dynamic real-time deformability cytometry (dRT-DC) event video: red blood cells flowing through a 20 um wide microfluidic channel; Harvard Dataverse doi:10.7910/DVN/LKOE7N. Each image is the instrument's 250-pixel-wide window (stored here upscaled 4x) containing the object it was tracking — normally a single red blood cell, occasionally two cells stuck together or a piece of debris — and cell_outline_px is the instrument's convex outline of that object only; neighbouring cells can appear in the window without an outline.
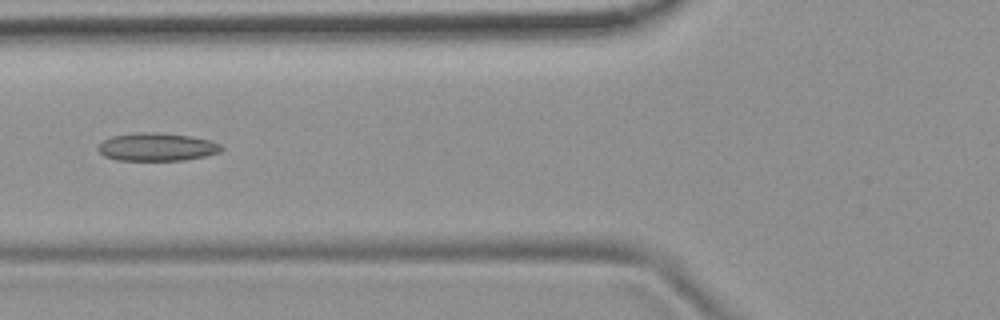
{"species": "common noctule bat (a hibernating species)", "species_latin": "Nyctalus noctula", "temperature_condition": "room temperature", "stored_images_in_passage": 6, "camera_frame_rate_fps": 3000, "um_per_image_px": 0.085, "animal": {"sex": "female", "body_mass_g": 19.9}, "frame": {"image": 1, "passage_image": 6, "time_ms": 1.667, "image_size_px": [1000, 320], "cell_outline_px": [[224, 148], [220, 152], [204, 156], [184, 160], [116, 160], [104, 156], [96, 148], [104, 140], [112, 136], [132, 132], [152, 132], [192, 136], [208, 140], [220, 144]], "centroid_in_image_um": [13.31, 12.49], "position_along_channel_um": 112.5, "area_um2": 20.11}}